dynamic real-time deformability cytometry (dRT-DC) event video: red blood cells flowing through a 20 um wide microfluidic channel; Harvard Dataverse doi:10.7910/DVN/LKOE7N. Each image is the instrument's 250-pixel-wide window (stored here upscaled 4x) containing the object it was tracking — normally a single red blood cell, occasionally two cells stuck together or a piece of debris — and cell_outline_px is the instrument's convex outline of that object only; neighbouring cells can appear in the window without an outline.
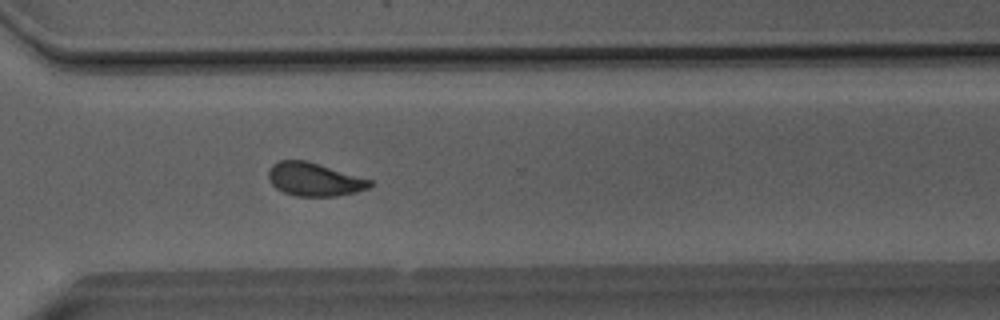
{"species": "Egyptian fruit bat (a non-hibernating species)", "species_latin": "Rousettus aegyptiacus", "temperature_condition": "room temperature", "stored_images_in_passage": 52, "camera_frame_rate_fps": 3000, "um_per_image_px": 0.085, "animal": {"sex": "male"}, "frame": {"image": 1, "passage_image": 38, "time_ms": 12.333, "image_size_px": [1000, 320], "cell_outline_px": [[372, 184], [368, 188], [336, 196], [296, 196], [284, 192], [276, 188], [268, 180], [268, 168], [272, 164], [280, 160], [308, 160], [372, 180]], "centroid_in_image_um": [26.67, 15.23], "position_along_channel_um": 343.9, "area_um2": 19.71}}
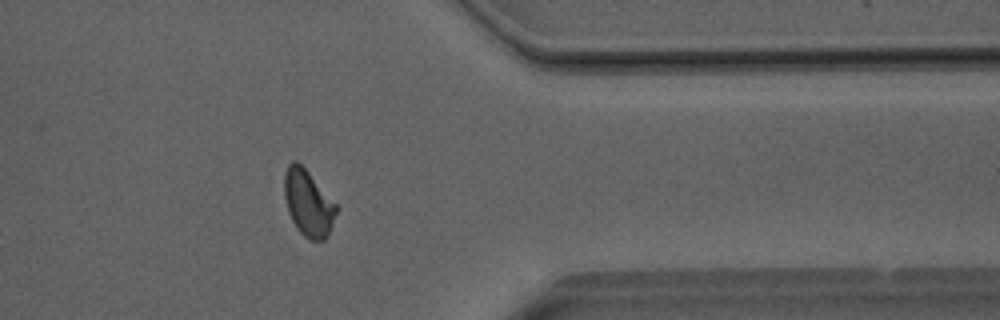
{"frame": {"image": 2, "passage_image": 42, "time_ms": 13.667, "image_size_px": [1000, 320], "cell_outline_px": [[340, 208], [324, 240], [308, 240], [296, 228], [288, 212], [284, 196], [284, 172], [288, 164], [292, 160], [296, 160], [308, 172]], "centroid_in_image_um": [26.19, 17.26], "position_along_channel_um": 385.2, "area_um2": 20.06}}
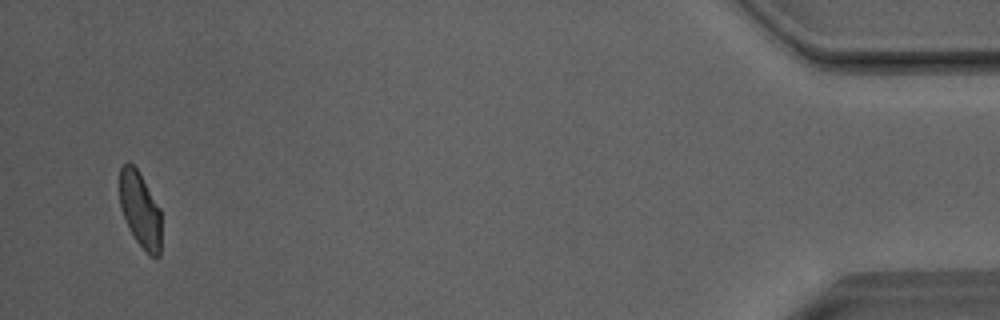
{"frame": {"image": 3, "passage_image": 50, "time_ms": 16.333, "image_size_px": [1000, 320], "cell_outline_px": [[160, 256], [152, 256], [136, 240], [128, 228], [120, 208], [120, 168], [128, 160], [136, 168], [160, 208]], "centroid_in_image_um": [11.89, 17.8], "position_along_channel_um": 423.3, "area_um2": 18.03}, "authors_computed_cell_mechanics": {"area_um2": 20.1144, "velocity_mm_per_s": 4.0423, "shape_relaxation_time_tau1_ms": 7.9717, "shape_relaxation_time_tau2_ms": 1.023, "deformation_change_tau1": 0.1628, "deformation_change_tau2": 0.0481}}